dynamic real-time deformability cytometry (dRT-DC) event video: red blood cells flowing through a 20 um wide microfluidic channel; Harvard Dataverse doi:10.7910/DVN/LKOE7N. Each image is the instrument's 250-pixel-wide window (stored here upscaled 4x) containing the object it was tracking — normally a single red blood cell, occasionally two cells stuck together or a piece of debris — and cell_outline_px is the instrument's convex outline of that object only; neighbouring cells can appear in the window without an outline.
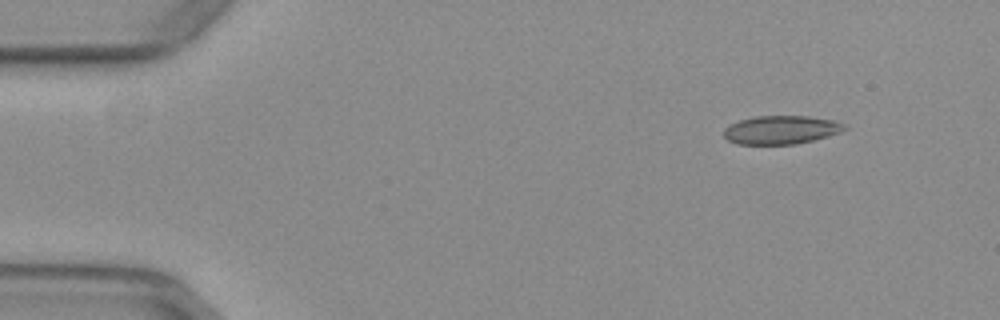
{"species": "common noctule bat (a hibernating species)", "species_latin": "Nyctalus noctula", "temperature_condition": "warm", "stored_images_in_passage": 48, "camera_frame_rate_fps": 3000, "um_per_image_px": 0.085, "animal": {"sex": "female", "body_mass_g": 29.2, "forearm_length_mm": 56.3}, "frame": {"image": 1, "passage_image": 1, "time_ms": 0.0, "image_size_px": [1000, 320], "cell_outline_px": [[848, 128], [840, 132], [828, 136], [796, 144], [736, 144], [728, 140], [724, 136], [724, 128], [740, 120], [756, 116], [808, 116], [832, 120], [844, 124]], "centroid_in_image_um": [66.39, 11.04], "position_along_channel_um": 18.6, "area_um2": 19.88}}
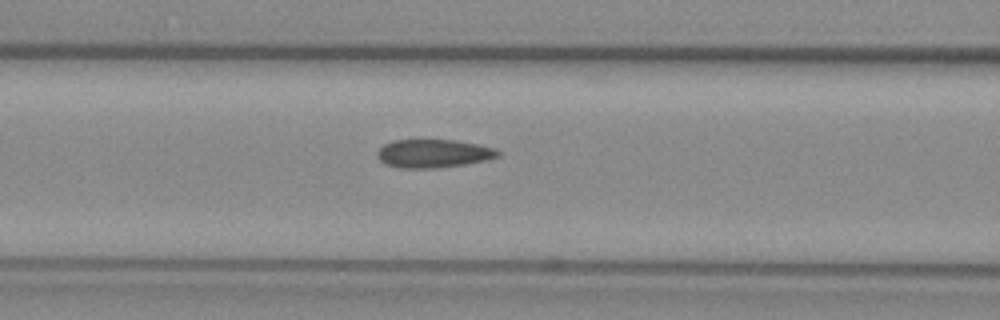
{"frame": {"image": 2, "passage_image": 17, "time_ms": 5.333, "image_size_px": [1000, 320], "cell_outline_px": [[500, 156], [484, 160], [464, 164], [436, 168], [400, 168], [384, 164], [376, 156], [376, 152], [384, 144], [392, 140], [456, 140], [496, 148], [500, 152]], "centroid_in_image_um": [36.81, 13.04], "position_along_channel_um": 129.8, "area_um2": 19.94}}
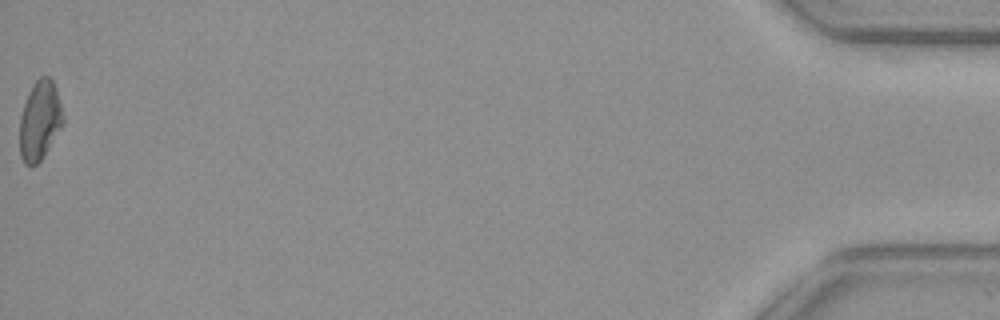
{"frame": {"image": 3, "passage_image": 48, "time_ms": 15.667, "image_size_px": [1000, 320], "cell_outline_px": [[64, 124], [40, 160], [36, 164], [28, 168], [24, 164], [20, 156], [20, 116], [28, 92], [32, 84], [40, 76], [48, 76], [52, 80], [56, 88], [64, 116]], "centroid_in_image_um": [3.38, 10.24], "position_along_channel_um": 431.8, "area_um2": 20.17}, "authors_computed_cell_mechanics": {"area_um2": 20.1722, "velocity_mm_per_s": 3.9463, "shape_relaxation_time_tau1_ms": null, "shape_relaxation_time_tau2_ms": 2.2913, "deformation_change_tau1": null, "deformation_change_tau2": 0.0875}}